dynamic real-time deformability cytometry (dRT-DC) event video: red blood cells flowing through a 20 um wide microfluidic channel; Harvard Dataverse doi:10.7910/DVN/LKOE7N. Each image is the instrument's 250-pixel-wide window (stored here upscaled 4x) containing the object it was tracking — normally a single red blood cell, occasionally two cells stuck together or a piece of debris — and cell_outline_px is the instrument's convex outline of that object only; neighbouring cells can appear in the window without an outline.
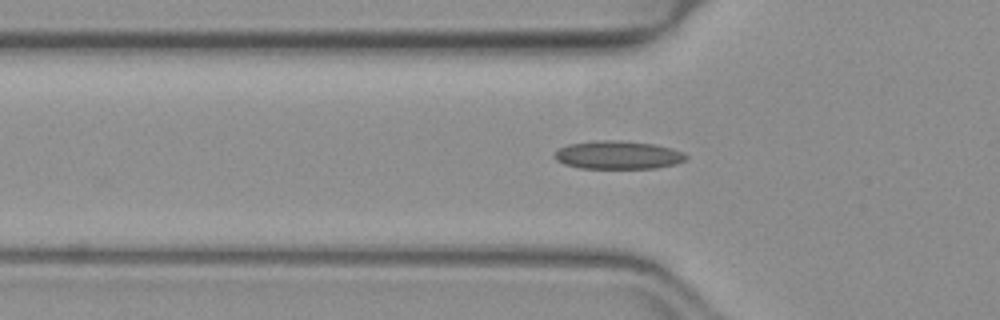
{"species": "common noctule bat (a hibernating species)", "species_latin": "Nyctalus noctula", "temperature_condition": "warm", "stored_images_in_passage": 27, "camera_frame_rate_fps": 3000, "um_per_image_px": 0.085, "animal": {"sex": "female", "body_mass_g": 19.3, "forearm_length_mm": 54.1}, "frame": {"image": 1, "passage_image": 6, "time_ms": 1.667, "image_size_px": [1000, 320], "cell_outline_px": [[688, 160], [676, 164], [656, 168], [580, 168], [564, 164], [556, 160], [552, 156], [560, 148], [568, 144], [596, 140], [620, 140], [652, 144], [672, 148], [684, 152], [688, 156]], "centroid_in_image_um": [52.55, 13.17], "position_along_channel_um": 73.2, "area_um2": 21.79}}
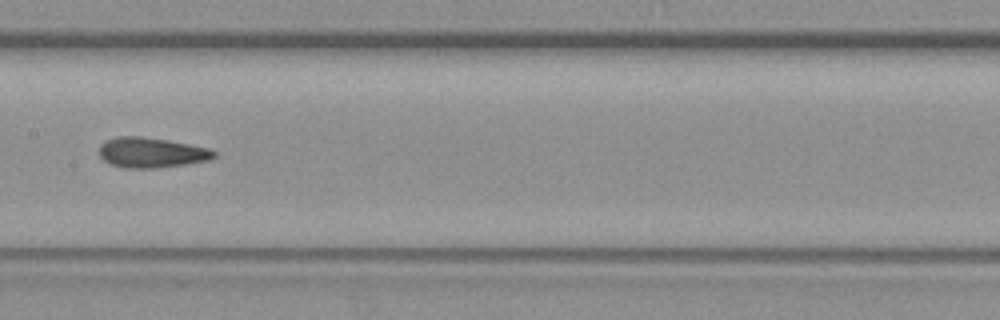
{"frame": {"image": 2, "passage_image": 15, "time_ms": 4.667, "image_size_px": [1000, 320], "cell_outline_px": [[216, 156], [212, 160], [156, 168], [124, 168], [112, 164], [104, 160], [100, 156], [100, 144], [104, 140], [116, 136], [140, 136], [168, 140], [208, 148], [216, 152]], "centroid_in_image_um": [12.86, 12.96], "position_along_channel_um": 194.5, "area_um2": 20.23}}
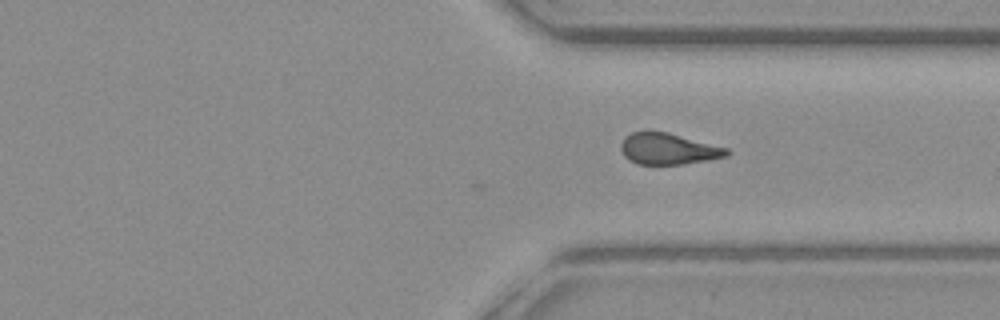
{"frame": {"image": 3, "passage_image": 27, "time_ms": 8.667, "image_size_px": [1000, 320], "cell_outline_px": [[732, 152], [728, 156], [708, 160], [680, 164], [636, 164], [628, 160], [624, 156], [620, 148], [620, 144], [632, 132], [648, 128], [668, 132], [728, 148]], "centroid_in_image_um": [56.79, 12.62], "position_along_channel_um": 354.6, "area_um2": 19.71}}